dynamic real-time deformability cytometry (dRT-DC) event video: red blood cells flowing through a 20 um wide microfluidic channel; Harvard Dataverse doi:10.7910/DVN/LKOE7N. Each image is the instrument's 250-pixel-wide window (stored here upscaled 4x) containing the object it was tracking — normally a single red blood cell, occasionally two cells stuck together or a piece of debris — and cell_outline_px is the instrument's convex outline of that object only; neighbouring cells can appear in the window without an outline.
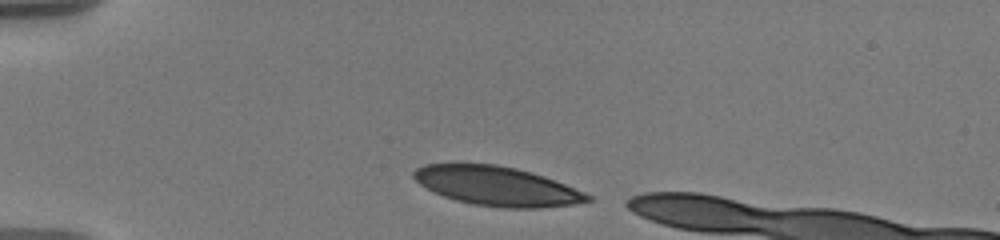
{"species": "human", "species_latin": "Homo sapiens", "temperature_condition": "warm", "stored_images_in_passage": 9, "camera_frame_rate_fps": 3000, "um_per_image_px": 0.085, "donor": {"sex": "male"}, "frame": {"image": 1, "passage_image": 1, "time_ms": 0.0, "image_size_px": [1000, 240], "cell_outline_px": [[592, 200], [572, 204], [540, 208], [500, 208], [472, 204], [456, 200], [432, 192], [420, 184], [412, 176], [412, 172], [416, 168], [424, 164], [496, 164], [516, 168], [532, 172], [544, 176], [584, 192], [592, 196]], "centroid_in_image_um": [42.21, 15.82], "position_along_channel_um": 42.8, "area_um2": 39.71}}
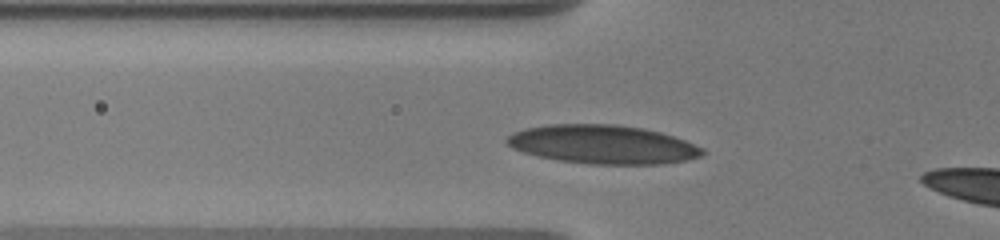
{"frame": {"image": 2, "passage_image": 6, "time_ms": 2.0, "image_size_px": [1000, 240], "cell_outline_px": [[708, 152], [700, 156], [684, 160], [660, 164], [588, 164], [560, 160], [536, 156], [512, 148], [504, 140], [512, 132], [524, 128], [548, 124], [616, 124], [644, 128], [660, 132], [684, 140], [704, 148]], "centroid_in_image_um": [51.22, 12.27], "position_along_channel_um": 74.6, "area_um2": 44.27}}